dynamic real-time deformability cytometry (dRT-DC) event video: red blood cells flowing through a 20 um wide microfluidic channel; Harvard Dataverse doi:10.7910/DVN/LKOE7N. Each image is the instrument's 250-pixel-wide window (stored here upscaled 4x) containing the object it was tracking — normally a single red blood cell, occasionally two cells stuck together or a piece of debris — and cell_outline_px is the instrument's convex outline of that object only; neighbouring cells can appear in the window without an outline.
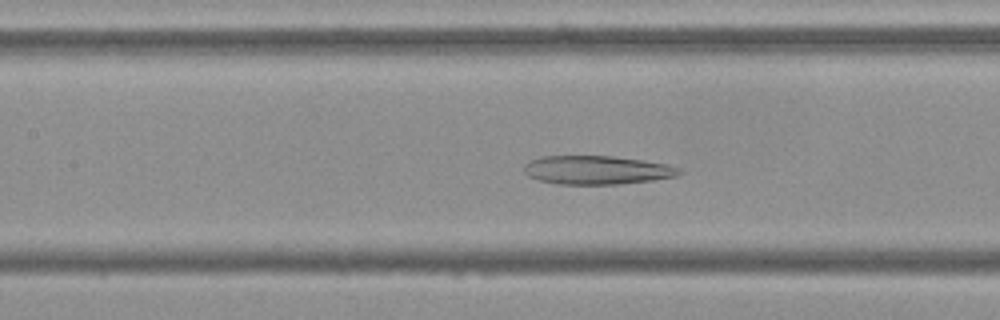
{"species": "Egyptian fruit bat (a non-hibernating species)", "species_latin": "Rousettus aegyptiacus", "temperature_condition": "cold", "stored_images_in_passage": 53, "camera_frame_rate_fps": 3000, "um_per_image_px": 0.085, "frame": {"image": 1, "passage_image": 23, "time_ms": 7.333, "image_size_px": [1000, 320], "cell_outline_px": [[684, 172], [676, 176], [652, 180], [620, 184], [556, 184], [540, 180], [528, 176], [524, 172], [524, 164], [540, 156], [612, 156], [644, 160], [668, 164], [680, 168]], "centroid_in_image_um": [50.75, 14.45], "position_along_channel_um": 156.6, "area_um2": 26.01}}
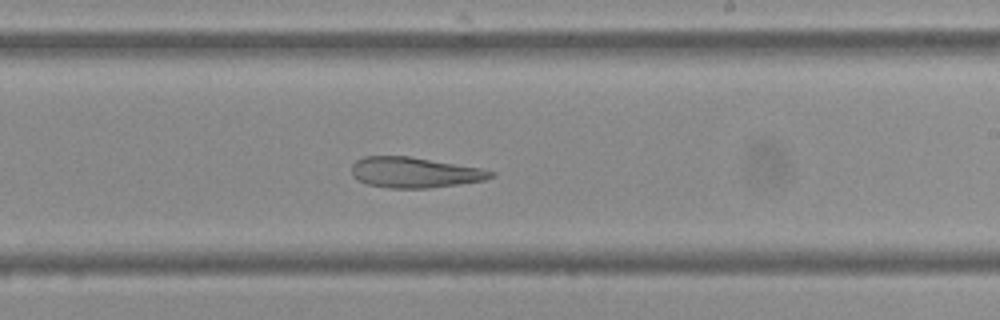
{"frame": {"image": 2, "passage_image": 31, "time_ms": 10.0, "image_size_px": [1000, 320], "cell_outline_px": [[496, 176], [484, 180], [428, 188], [388, 188], [368, 184], [356, 180], [352, 176], [352, 164], [356, 160], [364, 156], [408, 156], [480, 168], [496, 172]], "centroid_in_image_um": [35.21, 14.66], "position_along_channel_um": 253.8, "area_um2": 24.68}}
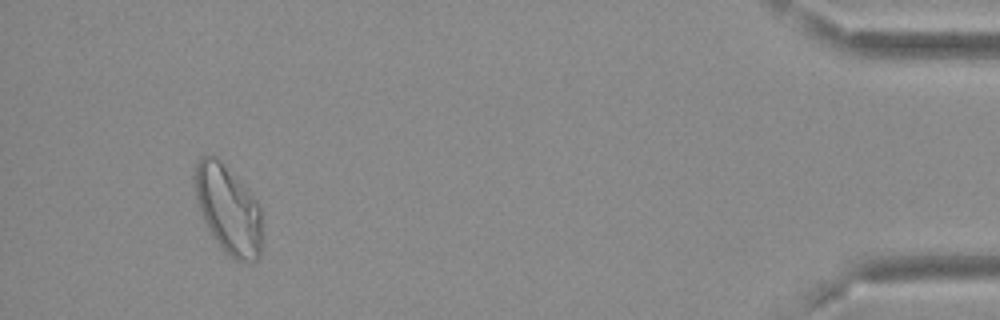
{"frame": {"image": 3, "passage_image": 50, "time_ms": 16.333, "image_size_px": [1000, 320], "cell_outline_px": [[260, 256], [256, 260], [236, 260], [224, 252], [212, 236], [204, 220], [196, 196], [192, 176], [196, 164], [200, 156], [216, 156], [252, 192], [260, 208]], "centroid_in_image_um": [19.37, 17.76], "position_along_channel_um": 415.8, "area_um2": 34.56}}